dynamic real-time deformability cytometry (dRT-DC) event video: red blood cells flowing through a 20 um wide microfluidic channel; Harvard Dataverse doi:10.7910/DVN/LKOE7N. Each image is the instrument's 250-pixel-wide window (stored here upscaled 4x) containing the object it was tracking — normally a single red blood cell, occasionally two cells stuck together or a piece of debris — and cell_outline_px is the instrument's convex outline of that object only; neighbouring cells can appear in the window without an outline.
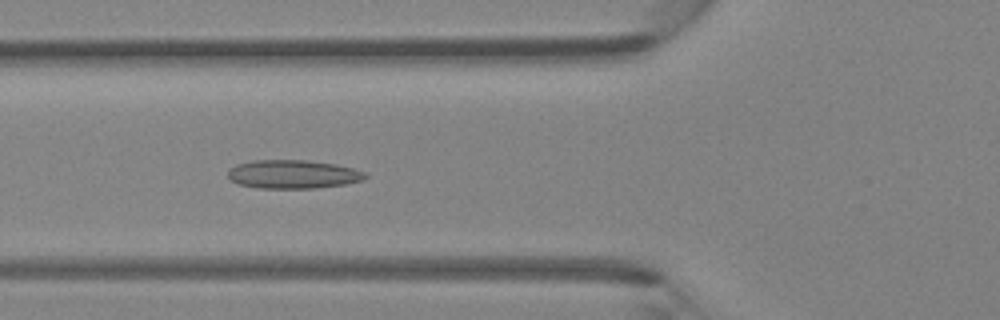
{"species": "Egyptian fruit bat (a non-hibernating species)", "species_latin": "Rousettus aegyptiacus", "temperature_condition": "room temperature", "stored_images_in_passage": 31, "camera_frame_rate_fps": 3000, "um_per_image_px": 0.085, "animal": {"sex": "female"}, "frame": {"image": 1, "passage_image": 3, "time_ms": 0.667, "image_size_px": [1000, 320], "cell_outline_px": [[368, 176], [364, 180], [344, 184], [316, 188], [260, 188], [240, 184], [232, 180], [228, 176], [228, 168], [236, 164], [252, 160], [308, 160], [336, 164], [368, 172]], "centroid_in_image_um": [24.93, 14.8], "position_along_channel_um": 100.9, "area_um2": 23.0}}
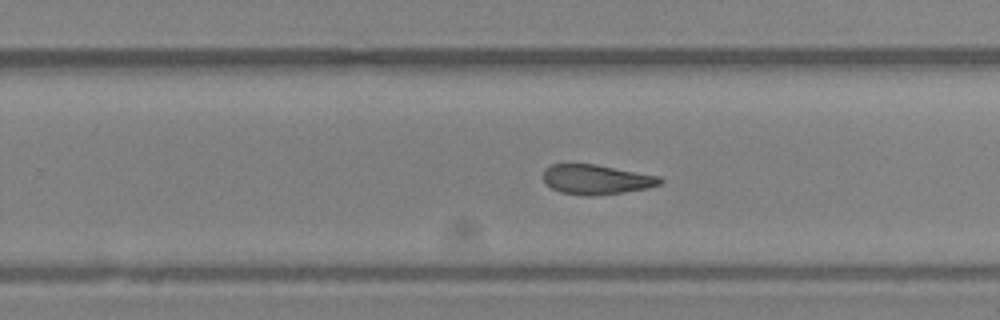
{"frame": {"image": 2, "passage_image": 15, "time_ms": 4.667, "image_size_px": [1000, 320], "cell_outline_px": [[664, 180], [660, 184], [648, 188], [624, 192], [592, 196], [584, 196], [560, 192], [552, 188], [544, 180], [544, 168], [552, 164], [596, 164], [660, 176]], "centroid_in_image_um": [50.71, 15.25], "position_along_channel_um": 279.1, "area_um2": 20.29}}
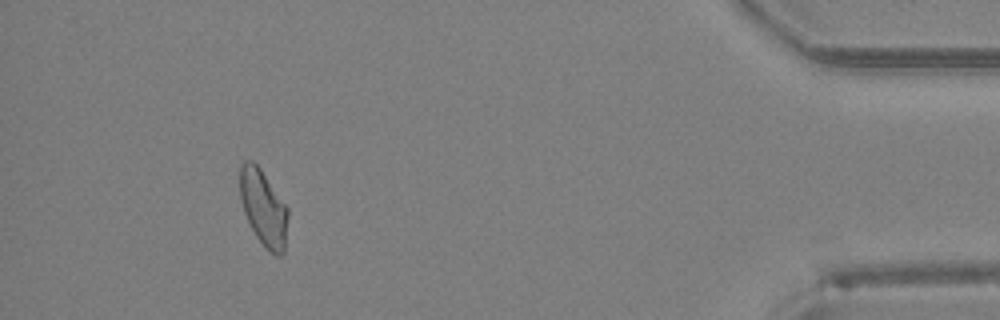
{"frame": {"image": 3, "passage_image": 28, "time_ms": 9.0, "image_size_px": [1000, 320], "cell_outline_px": [[288, 216], [284, 252], [280, 256], [276, 256], [264, 248], [256, 236], [244, 212], [240, 200], [240, 164], [244, 160], [252, 160], [260, 168], [288, 208]], "centroid_in_image_um": [22.39, 17.68], "position_along_channel_um": 412.8, "area_um2": 21.27}}